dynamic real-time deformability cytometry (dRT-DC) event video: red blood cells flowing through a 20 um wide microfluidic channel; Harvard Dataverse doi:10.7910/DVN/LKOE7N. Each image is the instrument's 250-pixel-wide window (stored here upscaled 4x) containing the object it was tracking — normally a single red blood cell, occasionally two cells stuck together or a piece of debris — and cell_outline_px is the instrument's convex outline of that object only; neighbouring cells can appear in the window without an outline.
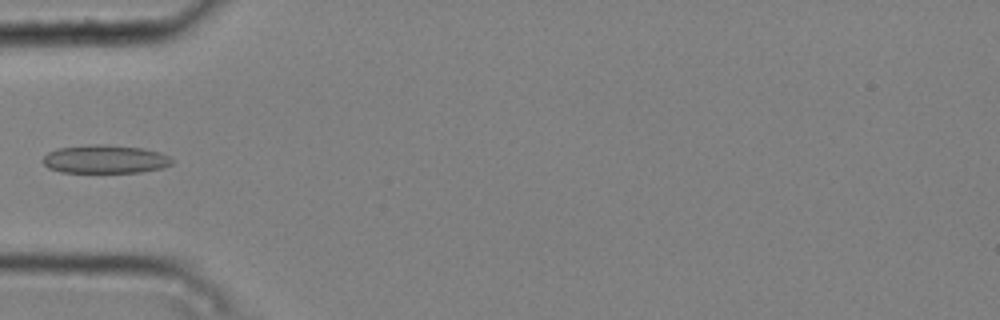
{"species": "common noctule bat (a hibernating species)", "species_latin": "Nyctalus noctula", "temperature_condition": "cold", "stored_images_in_passage": 5, "camera_frame_rate_fps": 3000, "um_per_image_px": 0.085, "animal": {"sex": "male", "body_mass_g": 20.4}, "frame": {"image": 1, "passage_image": 5, "time_ms": 1.333, "image_size_px": [1000, 320], "cell_outline_px": [[172, 164], [164, 168], [140, 172], [60, 172], [48, 168], [40, 160], [48, 152], [56, 148], [92, 144], [108, 144], [140, 148], [160, 152], [168, 156], [172, 160]], "centroid_in_image_um": [8.9, 13.53], "position_along_channel_um": 76.1, "area_um2": 21.5}}